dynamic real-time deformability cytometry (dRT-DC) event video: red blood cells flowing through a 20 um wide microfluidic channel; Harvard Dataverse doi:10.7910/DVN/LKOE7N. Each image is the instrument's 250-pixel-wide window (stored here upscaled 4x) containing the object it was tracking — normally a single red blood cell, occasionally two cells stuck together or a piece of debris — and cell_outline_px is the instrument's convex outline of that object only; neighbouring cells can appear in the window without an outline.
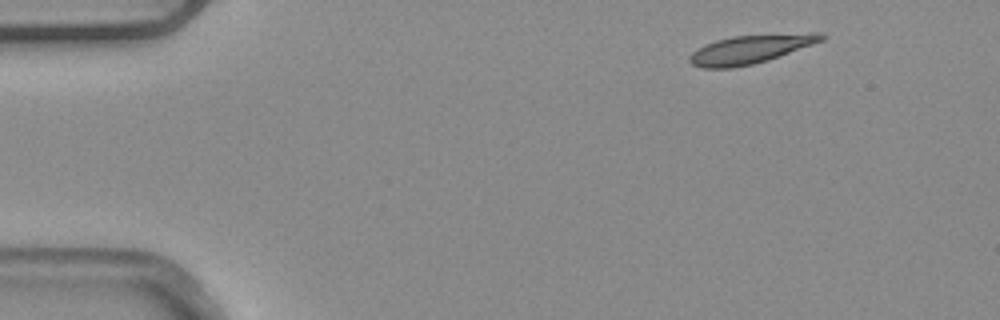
{"species": "common noctule bat (a hibernating species)", "species_latin": "Nyctalus noctula", "temperature_condition": "warm", "stored_images_in_passage": 3, "camera_frame_rate_fps": 3000, "um_per_image_px": 0.085, "animal": {"sex": "male", "body_mass_g": 20.4}, "frame": {"image": 1, "passage_image": 1, "time_ms": 0.0, "image_size_px": [1000, 320], "cell_outline_px": [[828, 36], [824, 40], [768, 60], [752, 64], [732, 68], [704, 68], [692, 64], [688, 60], [692, 52], [716, 40], [732, 36], [812, 32], [824, 32]], "centroid_in_image_um": [63.86, 4.17], "position_along_channel_um": 21.1, "area_um2": 21.91}}